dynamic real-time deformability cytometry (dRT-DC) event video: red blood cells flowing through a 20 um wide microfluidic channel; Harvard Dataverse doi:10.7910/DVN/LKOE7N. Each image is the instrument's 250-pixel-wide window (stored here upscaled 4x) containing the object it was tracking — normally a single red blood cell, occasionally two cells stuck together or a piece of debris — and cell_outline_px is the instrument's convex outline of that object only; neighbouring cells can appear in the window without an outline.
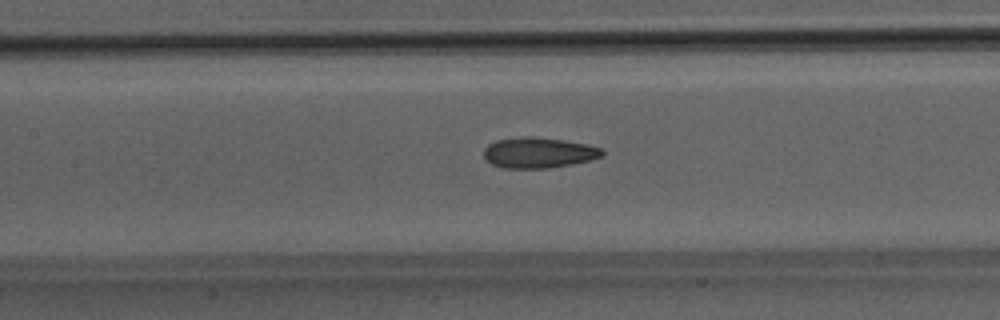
{"species": "Egyptian fruit bat (a non-hibernating species)", "species_latin": "Rousettus aegyptiacus", "temperature_condition": "room temperature", "stored_images_in_passage": 39, "camera_frame_rate_fps": 3000, "um_per_image_px": 0.085, "animal": {"sex": "male"}, "frame": {"image": 1, "passage_image": 12, "time_ms": 3.667, "image_size_px": [1000, 320], "cell_outline_px": [[604, 152], [600, 156], [588, 160], [572, 164], [548, 168], [504, 168], [492, 164], [484, 156], [484, 148], [488, 144], [496, 140], [528, 136], [532, 136], [560, 140], [584, 144], [600, 148]], "centroid_in_image_um": [45.72, 12.98], "position_along_channel_um": 161.7, "area_um2": 20.69}}
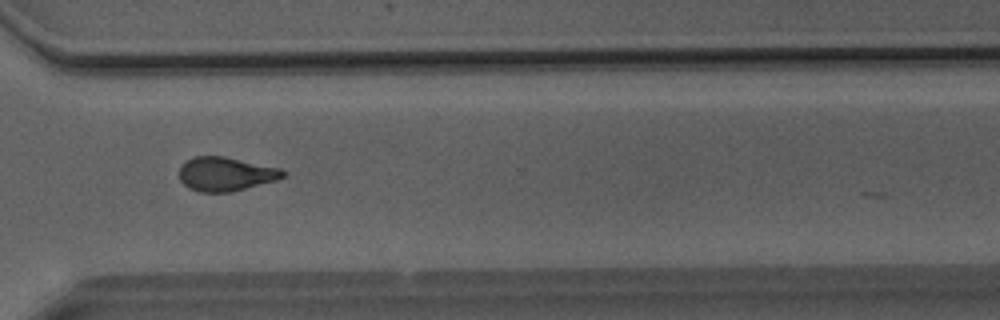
{"frame": {"image": 2, "passage_image": 26, "time_ms": 8.333, "image_size_px": [1000, 320], "cell_outline_px": [[284, 176], [276, 180], [232, 192], [200, 192], [188, 188], [180, 180], [180, 164], [184, 160], [192, 156], [224, 156], [280, 168], [284, 172]], "centroid_in_image_um": [19.13, 14.78], "position_along_channel_um": 351.5, "area_um2": 20.58}}
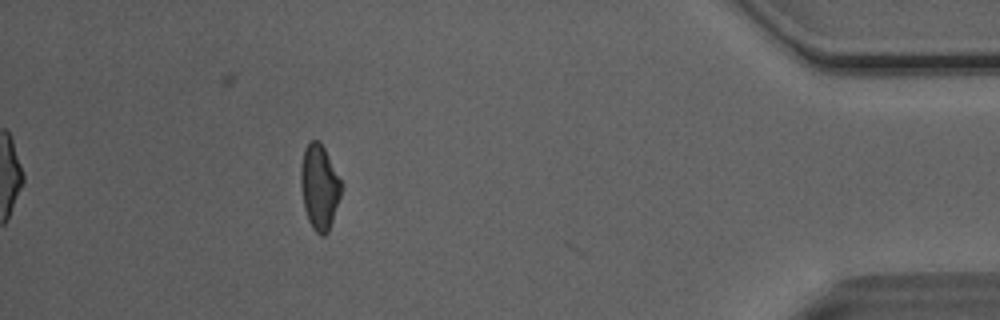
{"frame": {"image": 3, "passage_image": 34, "time_ms": 11.0, "image_size_px": [1000, 320], "cell_outline_px": [[344, 184], [328, 232], [324, 236], [320, 236], [312, 228], [308, 220], [304, 208], [300, 188], [300, 168], [304, 148], [312, 140], [320, 140]], "centroid_in_image_um": [27.14, 15.88], "position_along_channel_um": 408.1, "area_um2": 20.35}, "authors_computed_cell_mechanics": {"area_um2": 20.5768, "velocity_mm_per_s": 4.0731, "shape_relaxation_time_tau1_ms": 9.9622, "shape_relaxation_time_tau2_ms": 2.0466, "deformation_change_tau1": 0.2289, "deformation_change_tau2": 0.098}}